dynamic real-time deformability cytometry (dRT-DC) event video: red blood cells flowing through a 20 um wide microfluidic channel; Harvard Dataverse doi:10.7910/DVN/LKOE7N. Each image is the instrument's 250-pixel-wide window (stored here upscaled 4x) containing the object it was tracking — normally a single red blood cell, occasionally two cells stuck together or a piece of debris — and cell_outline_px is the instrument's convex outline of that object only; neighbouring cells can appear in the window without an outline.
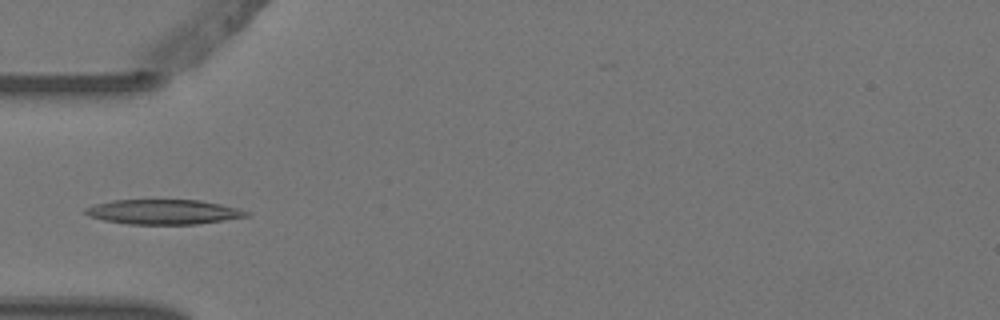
{"species": "Egyptian fruit bat (a non-hibernating species)", "species_latin": "Rousettus aegyptiacus", "temperature_condition": "warm", "stored_images_in_passage": 7, "camera_frame_rate_fps": 3000, "um_per_image_px": 0.085, "animal": {"sex": "female"}, "frame": {"image": 1, "passage_image": 4, "time_ms": 1.0, "image_size_px": [1000, 320], "cell_outline_px": [[248, 216], [224, 220], [196, 224], [128, 224], [104, 220], [88, 216], [84, 212], [84, 208], [96, 204], [112, 200], [200, 200], [220, 204], [236, 208], [248, 212]], "centroid_in_image_um": [13.85, 18.01], "position_along_channel_um": 71.2, "area_um2": 23.06}}
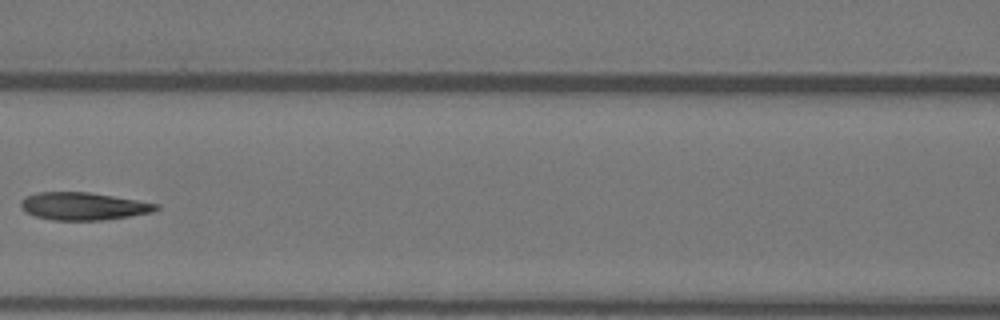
{"frame": {"image": 2, "passage_image": 6, "time_ms": 1.667, "image_size_px": [1000, 320], "cell_outline_px": [[160, 208], [152, 212], [104, 220], [52, 220], [36, 216], [24, 212], [20, 208], [20, 200], [24, 196], [40, 192], [88, 192], [160, 204]], "centroid_in_image_um": [7.04, 17.53], "position_along_channel_um": 159.6, "area_um2": 21.79}}
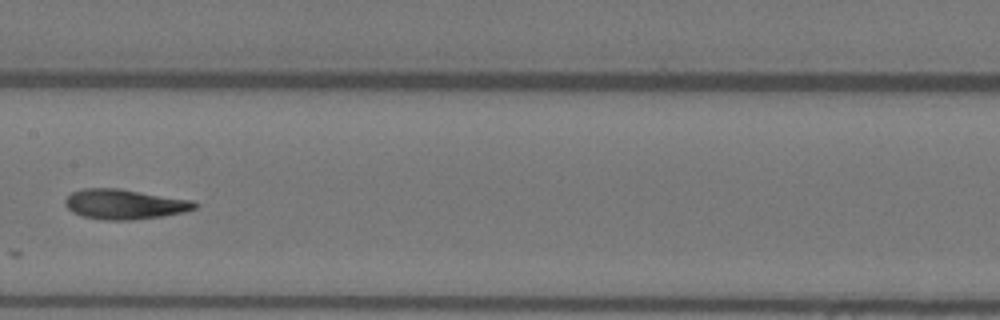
{"frame": {"image": 3, "passage_image": 7, "time_ms": 2.0, "image_size_px": [1000, 320], "cell_outline_px": [[200, 204], [196, 208], [184, 212], [160, 216], [132, 220], [104, 220], [84, 216], [72, 212], [64, 204], [64, 200], [72, 192], [84, 188], [120, 188], [192, 200]], "centroid_in_image_um": [10.59, 17.35], "position_along_channel_um": 196.8, "area_um2": 22.66}}